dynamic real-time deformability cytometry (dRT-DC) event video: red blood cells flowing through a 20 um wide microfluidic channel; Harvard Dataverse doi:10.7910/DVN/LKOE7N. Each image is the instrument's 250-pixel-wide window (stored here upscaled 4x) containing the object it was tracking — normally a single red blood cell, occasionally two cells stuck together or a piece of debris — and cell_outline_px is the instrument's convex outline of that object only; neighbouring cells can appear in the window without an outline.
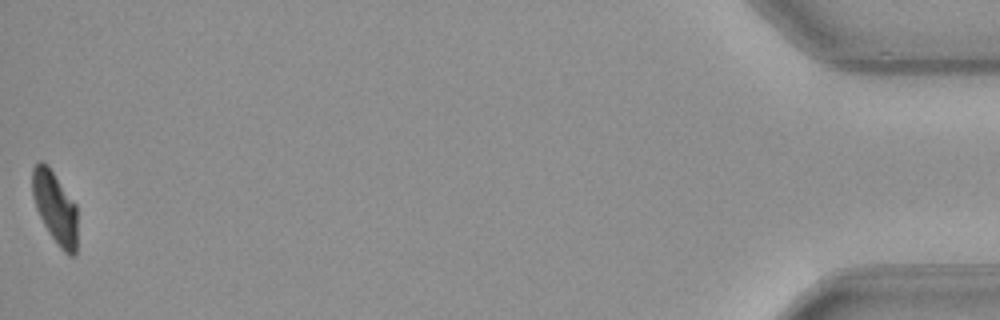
{"species": "common noctule bat (a hibernating species)", "species_latin": "Nyctalus noctula", "temperature_condition": "warm", "stored_images_in_passage": 37, "camera_frame_rate_fps": 3000, "um_per_image_px": 0.085, "animal": {"sex": "female", "body_mass_g": 21.9}, "frame": {"image": 1, "passage_image": 37, "time_ms": 12.0, "image_size_px": [1000, 320], "cell_outline_px": [[76, 256], [68, 256], [60, 248], [44, 224], [36, 208], [32, 192], [32, 168], [40, 160], [48, 164], [76, 204]], "centroid_in_image_um": [4.68, 17.61], "position_along_channel_um": 430.5, "area_um2": 18.84}, "authors_computed_cell_mechanics": {"area_um2": 21.675, "velocity_mm_per_s": 4.0144, "shape_relaxation_time_tau1_ms": 2.5006, "shape_relaxation_time_tau2_ms": null, "deformation_change_tau1": 0.1603, "deformation_change_tau2": null}}